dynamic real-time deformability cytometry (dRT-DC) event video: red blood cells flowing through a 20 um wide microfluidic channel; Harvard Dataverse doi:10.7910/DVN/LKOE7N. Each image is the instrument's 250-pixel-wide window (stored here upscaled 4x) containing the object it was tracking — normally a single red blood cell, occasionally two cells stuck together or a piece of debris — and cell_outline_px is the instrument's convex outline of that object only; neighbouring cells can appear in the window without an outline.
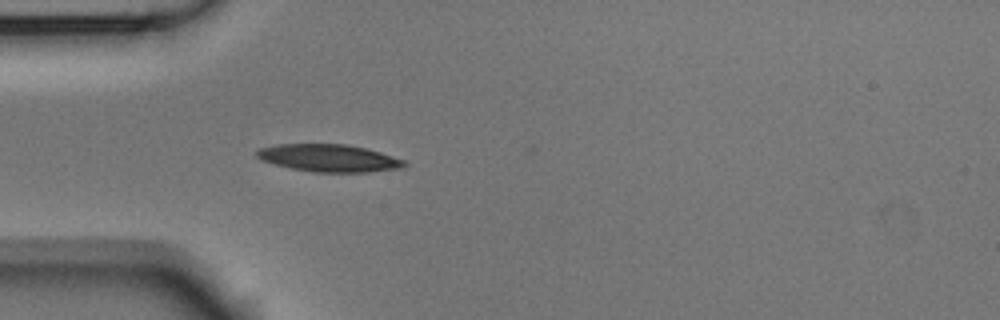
{"species": "Egyptian fruit bat (a non-hibernating species)", "species_latin": "Rousettus aegyptiacus", "temperature_condition": "room temperature", "stored_images_in_passage": 5, "camera_frame_rate_fps": 3000, "um_per_image_px": 0.085, "animal": {"sex": "male"}, "frame": {"image": 1, "passage_image": 5, "time_ms": 1.333, "image_size_px": [1000, 320], "cell_outline_px": [[408, 164], [400, 168], [368, 172], [312, 172], [292, 168], [260, 160], [256, 156], [256, 152], [260, 148], [280, 144], [348, 144], [380, 152], [404, 160]], "centroid_in_image_um": [27.96, 13.43], "position_along_channel_um": 57.0, "area_um2": 23.41}}